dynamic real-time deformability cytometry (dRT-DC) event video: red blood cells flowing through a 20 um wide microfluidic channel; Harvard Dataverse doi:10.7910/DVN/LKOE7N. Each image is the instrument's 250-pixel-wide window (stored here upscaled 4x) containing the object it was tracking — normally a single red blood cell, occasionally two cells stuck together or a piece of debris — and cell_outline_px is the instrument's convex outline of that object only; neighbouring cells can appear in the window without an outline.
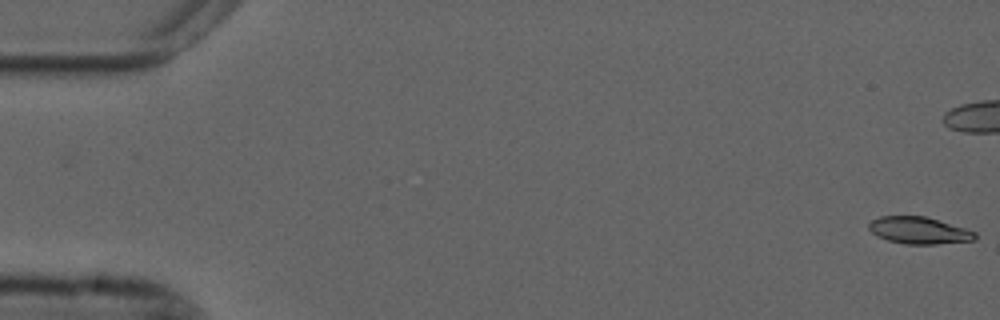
{"species": "common noctule bat (a hibernating species)", "species_latin": "Nyctalus noctula", "temperature_condition": "cold", "stored_images_in_passage": 45, "camera_frame_rate_fps": 3000, "um_per_image_px": 0.085, "animal": {"sex": "male", "forearm_length_mm": 52.5}, "frame": {"image": 1, "passage_image": 1, "time_ms": 0.0, "image_size_px": [1000, 320], "cell_outline_px": [[984, 236], [976, 240], [936, 244], [904, 244], [888, 240], [876, 236], [868, 228], [868, 224], [872, 220], [880, 216], [924, 216], [964, 228], [976, 232]], "centroid_in_image_um": [78.16, 19.6], "position_along_channel_um": 6.8, "area_um2": 16.82}}
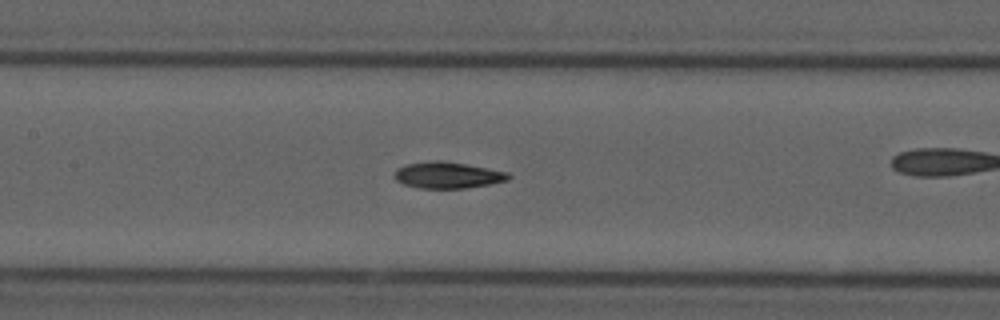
{"frame": {"image": 2, "passage_image": 26, "time_ms": 8.333, "image_size_px": [1000, 320], "cell_outline_px": [[512, 176], [508, 180], [492, 184], [464, 188], [420, 188], [404, 184], [396, 180], [392, 176], [396, 168], [404, 164], [436, 160], [444, 160], [508, 172]], "centroid_in_image_um": [38.02, 14.88], "position_along_channel_um": 169.4, "area_um2": 17.69}}
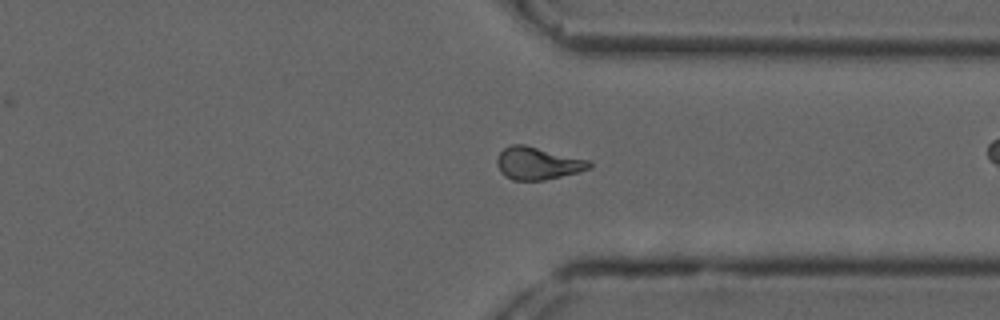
{"frame": {"image": 3, "passage_image": 42, "time_ms": 13.667, "image_size_px": [1000, 320], "cell_outline_px": [[592, 168], [580, 172], [544, 180], [512, 180], [504, 176], [500, 172], [496, 164], [496, 160], [500, 152], [504, 148], [512, 144], [524, 144], [592, 160]], "centroid_in_image_um": [45.74, 13.88], "position_along_channel_um": 365.7, "area_um2": 17.86}}